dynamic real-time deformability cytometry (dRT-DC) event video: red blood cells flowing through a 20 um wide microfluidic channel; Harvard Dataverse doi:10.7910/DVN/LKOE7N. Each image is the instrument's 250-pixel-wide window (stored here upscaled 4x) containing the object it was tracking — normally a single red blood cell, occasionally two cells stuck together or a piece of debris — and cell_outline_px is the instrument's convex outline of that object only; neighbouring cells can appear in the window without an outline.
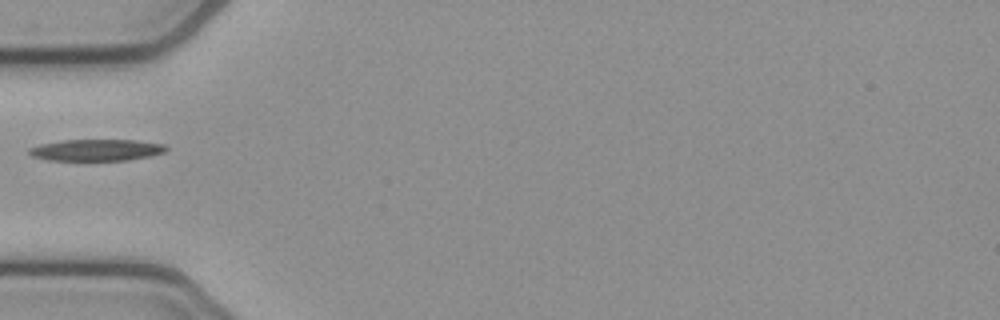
{"species": "common noctule bat (a hibernating species)", "species_latin": "Nyctalus noctula", "temperature_condition": "cold", "stored_images_in_passage": 36, "camera_frame_rate_fps": 3000, "um_per_image_px": 0.085, "animal": {"sex": "female", "body_mass_g": 21.9}, "frame": {"image": 1, "passage_image": 1, "time_ms": 0.0, "image_size_px": [1000, 320], "cell_outline_px": [[168, 148], [164, 152], [148, 156], [128, 160], [48, 160], [32, 156], [28, 152], [28, 148], [40, 144], [64, 140], [136, 140], [164, 144]], "centroid_in_image_um": [8.18, 12.75], "position_along_channel_um": 76.8, "area_um2": 17.11}}
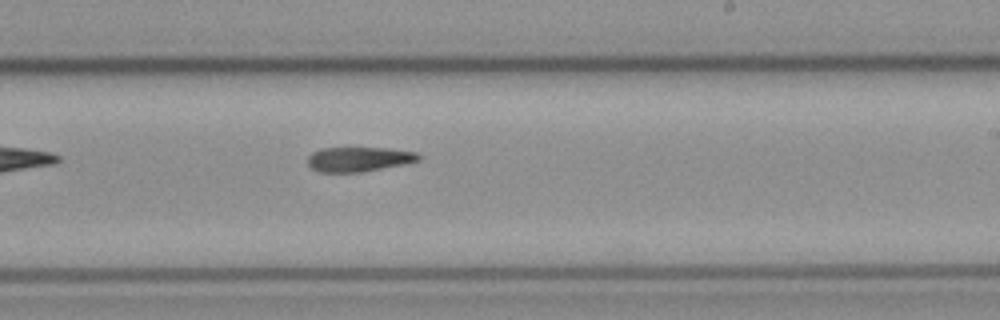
{"frame": {"image": 2, "passage_image": 15, "time_ms": 4.667, "image_size_px": [1000, 320], "cell_outline_px": [[420, 160], [404, 164], [360, 172], [320, 172], [312, 168], [308, 164], [308, 156], [312, 152], [320, 148], [388, 148], [416, 152], [420, 156]], "centroid_in_image_um": [30.49, 13.52], "position_along_channel_um": 258.5, "area_um2": 15.84}}
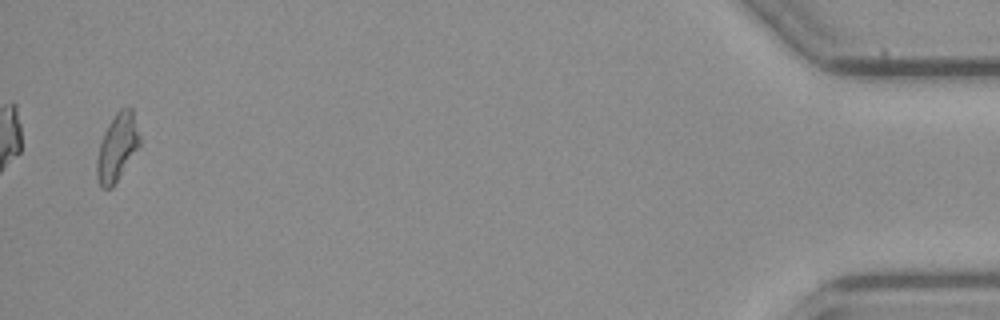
{"frame": {"image": 3, "passage_image": 35, "time_ms": 11.333, "image_size_px": [1000, 320], "cell_outline_px": [[140, 144], [112, 188], [100, 188], [96, 176], [96, 160], [100, 144], [104, 132], [108, 124], [116, 112], [120, 108], [132, 108], [140, 136]], "centroid_in_image_um": [9.94, 12.53], "position_along_channel_um": 425.3, "area_um2": 16.65}}